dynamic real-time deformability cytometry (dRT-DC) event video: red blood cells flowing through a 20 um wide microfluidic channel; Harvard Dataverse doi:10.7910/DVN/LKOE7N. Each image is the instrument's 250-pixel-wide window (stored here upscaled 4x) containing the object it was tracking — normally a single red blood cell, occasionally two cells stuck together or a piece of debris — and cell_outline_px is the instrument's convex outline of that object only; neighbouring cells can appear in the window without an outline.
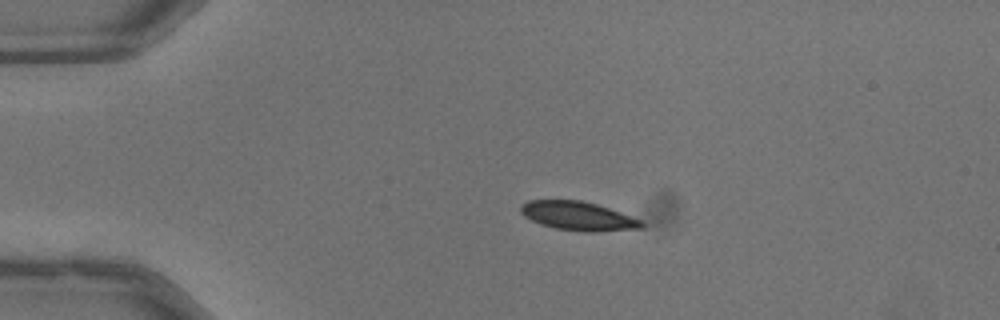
{"species": "common noctule bat (a hibernating species)", "species_latin": "Nyctalus noctula", "temperature_condition": "warm", "stored_images_in_passage": 41, "camera_frame_rate_fps": 3000, "um_per_image_px": 0.085, "animal": {"sex": "male", "body_mass_g": 13.3}, "frame": {"image": 1, "passage_image": 1, "time_ms": 0.0, "image_size_px": [1000, 320], "cell_outline_px": [[644, 224], [640, 228], [556, 228], [532, 220], [524, 216], [520, 212], [520, 208], [528, 200], [580, 200], [596, 204], [608, 208], [640, 220]], "centroid_in_image_um": [49.01, 18.27], "position_along_channel_um": 36.0, "area_um2": 18.5}}
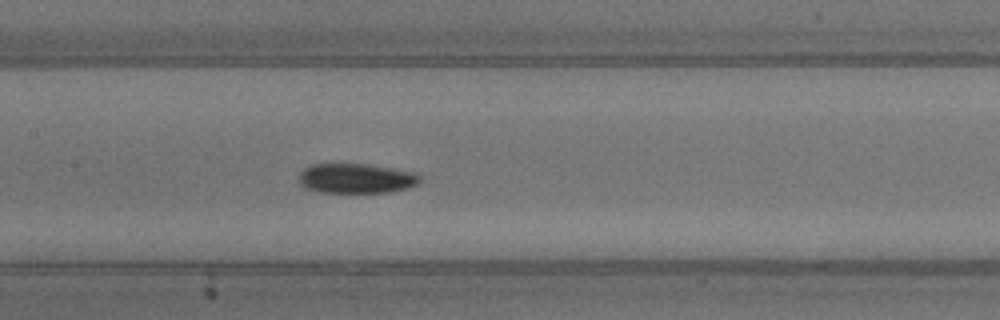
{"frame": {"image": 2, "passage_image": 15, "time_ms": 4.667, "image_size_px": [1000, 320], "cell_outline_px": [[420, 180], [416, 184], [404, 188], [388, 192], [320, 192], [304, 188], [300, 184], [300, 172], [304, 168], [312, 164], [364, 164], [416, 172], [420, 176]], "centroid_in_image_um": [30.24, 15.16], "position_along_channel_um": 177.2, "area_um2": 20.75}}
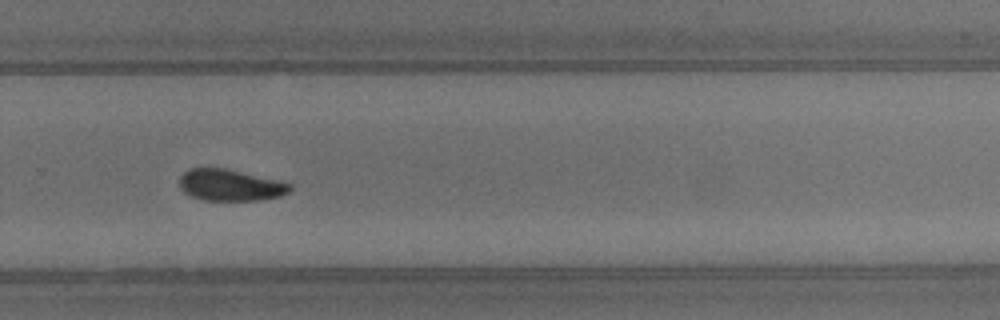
{"frame": {"image": 3, "passage_image": 25, "time_ms": 8.0, "image_size_px": [1000, 320], "cell_outline_px": [[292, 188], [288, 192], [280, 196], [260, 200], [204, 200], [192, 196], [184, 192], [180, 188], [180, 176], [188, 168], [224, 168], [292, 184]], "centroid_in_image_um": [19.54, 15.74], "position_along_channel_um": 310.3, "area_um2": 20.0}, "authors_computed_cell_mechanics": {"area_um2": 20.9236, "velocity_mm_per_s": 4.0105, "shape_relaxation_time_tau1_ms": 4.1449, "shape_relaxation_time_tau2_ms": null, "deformation_change_tau1": 0.1246, "deformation_change_tau2": null}}